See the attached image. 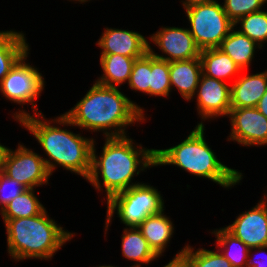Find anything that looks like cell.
Listing matches in <instances>:
<instances>
[{"label":"cell","mask_w":267,"mask_h":267,"mask_svg":"<svg viewBox=\"0 0 267 267\" xmlns=\"http://www.w3.org/2000/svg\"><path fill=\"white\" fill-rule=\"evenodd\" d=\"M24 144L19 142L16 149L10 148L2 172L27 189H38L48 185L51 175L43 157Z\"/></svg>","instance_id":"cell-9"},{"label":"cell","mask_w":267,"mask_h":267,"mask_svg":"<svg viewBox=\"0 0 267 267\" xmlns=\"http://www.w3.org/2000/svg\"><path fill=\"white\" fill-rule=\"evenodd\" d=\"M67 1H69V2H73V3H75V4H77V3H79L80 5L82 4V5H84V4H86L87 2H88V4L90 3V1H92L93 2V0H67Z\"/></svg>","instance_id":"cell-36"},{"label":"cell","mask_w":267,"mask_h":267,"mask_svg":"<svg viewBox=\"0 0 267 267\" xmlns=\"http://www.w3.org/2000/svg\"><path fill=\"white\" fill-rule=\"evenodd\" d=\"M200 59L204 75L227 83L231 80L230 84L242 71L233 59L219 48L202 50Z\"/></svg>","instance_id":"cell-21"},{"label":"cell","mask_w":267,"mask_h":267,"mask_svg":"<svg viewBox=\"0 0 267 267\" xmlns=\"http://www.w3.org/2000/svg\"><path fill=\"white\" fill-rule=\"evenodd\" d=\"M35 138L43 151L40 154L51 176L63 168L66 172L87 180L91 172L92 145L95 137L76 133V126L64 115L46 118L45 114H30L16 121ZM71 128V129H70Z\"/></svg>","instance_id":"cell-3"},{"label":"cell","mask_w":267,"mask_h":267,"mask_svg":"<svg viewBox=\"0 0 267 267\" xmlns=\"http://www.w3.org/2000/svg\"><path fill=\"white\" fill-rule=\"evenodd\" d=\"M205 128L195 125L180 143L165 149H155V167L175 166L191 176L205 178L228 191L236 185H242L245 174L218 158L216 151L206 140Z\"/></svg>","instance_id":"cell-4"},{"label":"cell","mask_w":267,"mask_h":267,"mask_svg":"<svg viewBox=\"0 0 267 267\" xmlns=\"http://www.w3.org/2000/svg\"><path fill=\"white\" fill-rule=\"evenodd\" d=\"M104 267H120L119 265L117 266H115V264H104Z\"/></svg>","instance_id":"cell-38"},{"label":"cell","mask_w":267,"mask_h":267,"mask_svg":"<svg viewBox=\"0 0 267 267\" xmlns=\"http://www.w3.org/2000/svg\"><path fill=\"white\" fill-rule=\"evenodd\" d=\"M216 0H180L182 9L191 8L197 5L210 3Z\"/></svg>","instance_id":"cell-32"},{"label":"cell","mask_w":267,"mask_h":267,"mask_svg":"<svg viewBox=\"0 0 267 267\" xmlns=\"http://www.w3.org/2000/svg\"><path fill=\"white\" fill-rule=\"evenodd\" d=\"M266 189L263 190L265 192H263L262 196H261V199L267 204V185L265 187Z\"/></svg>","instance_id":"cell-37"},{"label":"cell","mask_w":267,"mask_h":267,"mask_svg":"<svg viewBox=\"0 0 267 267\" xmlns=\"http://www.w3.org/2000/svg\"><path fill=\"white\" fill-rule=\"evenodd\" d=\"M226 229L248 248L267 245V204L260 198L250 209L242 211Z\"/></svg>","instance_id":"cell-13"},{"label":"cell","mask_w":267,"mask_h":267,"mask_svg":"<svg viewBox=\"0 0 267 267\" xmlns=\"http://www.w3.org/2000/svg\"><path fill=\"white\" fill-rule=\"evenodd\" d=\"M215 237L214 245L233 267H246L249 248L231 234L225 226L209 231Z\"/></svg>","instance_id":"cell-24"},{"label":"cell","mask_w":267,"mask_h":267,"mask_svg":"<svg viewBox=\"0 0 267 267\" xmlns=\"http://www.w3.org/2000/svg\"><path fill=\"white\" fill-rule=\"evenodd\" d=\"M26 189L20 182L0 172V212L12 199L23 193Z\"/></svg>","instance_id":"cell-30"},{"label":"cell","mask_w":267,"mask_h":267,"mask_svg":"<svg viewBox=\"0 0 267 267\" xmlns=\"http://www.w3.org/2000/svg\"><path fill=\"white\" fill-rule=\"evenodd\" d=\"M91 85L72 108L63 112L82 132H91L93 137L96 134L97 139L100 132L102 138L121 137L129 135V127L135 124L140 127L149 120L145 108L131 100L122 88L103 86L95 81Z\"/></svg>","instance_id":"cell-2"},{"label":"cell","mask_w":267,"mask_h":267,"mask_svg":"<svg viewBox=\"0 0 267 267\" xmlns=\"http://www.w3.org/2000/svg\"><path fill=\"white\" fill-rule=\"evenodd\" d=\"M223 9L229 19L236 23L248 14L267 8V0H222Z\"/></svg>","instance_id":"cell-29"},{"label":"cell","mask_w":267,"mask_h":267,"mask_svg":"<svg viewBox=\"0 0 267 267\" xmlns=\"http://www.w3.org/2000/svg\"><path fill=\"white\" fill-rule=\"evenodd\" d=\"M171 92L169 62L158 59L151 54L149 96L157 97V99H170Z\"/></svg>","instance_id":"cell-27"},{"label":"cell","mask_w":267,"mask_h":267,"mask_svg":"<svg viewBox=\"0 0 267 267\" xmlns=\"http://www.w3.org/2000/svg\"><path fill=\"white\" fill-rule=\"evenodd\" d=\"M171 91H177L185 101H190L196 92L202 75L201 59L193 58L169 62Z\"/></svg>","instance_id":"cell-17"},{"label":"cell","mask_w":267,"mask_h":267,"mask_svg":"<svg viewBox=\"0 0 267 267\" xmlns=\"http://www.w3.org/2000/svg\"><path fill=\"white\" fill-rule=\"evenodd\" d=\"M151 73V53L148 51L144 56L137 58L133 64L127 87L133 93H143L149 97V84Z\"/></svg>","instance_id":"cell-28"},{"label":"cell","mask_w":267,"mask_h":267,"mask_svg":"<svg viewBox=\"0 0 267 267\" xmlns=\"http://www.w3.org/2000/svg\"><path fill=\"white\" fill-rule=\"evenodd\" d=\"M165 213L164 209L161 213L148 216L138 226L148 245L159 258L166 256L164 252L168 251L173 235L176 233L175 222Z\"/></svg>","instance_id":"cell-16"},{"label":"cell","mask_w":267,"mask_h":267,"mask_svg":"<svg viewBox=\"0 0 267 267\" xmlns=\"http://www.w3.org/2000/svg\"><path fill=\"white\" fill-rule=\"evenodd\" d=\"M93 267H104V264H102V265L98 264V266L96 265V266H93Z\"/></svg>","instance_id":"cell-39"},{"label":"cell","mask_w":267,"mask_h":267,"mask_svg":"<svg viewBox=\"0 0 267 267\" xmlns=\"http://www.w3.org/2000/svg\"><path fill=\"white\" fill-rule=\"evenodd\" d=\"M219 49L230 56L242 70L250 71L255 60L254 58L257 57L255 55H257L259 50H263L255 41L241 34L235 28L222 41Z\"/></svg>","instance_id":"cell-22"},{"label":"cell","mask_w":267,"mask_h":267,"mask_svg":"<svg viewBox=\"0 0 267 267\" xmlns=\"http://www.w3.org/2000/svg\"><path fill=\"white\" fill-rule=\"evenodd\" d=\"M182 247L170 260L181 259L186 267H233L217 248H196L188 243Z\"/></svg>","instance_id":"cell-23"},{"label":"cell","mask_w":267,"mask_h":267,"mask_svg":"<svg viewBox=\"0 0 267 267\" xmlns=\"http://www.w3.org/2000/svg\"><path fill=\"white\" fill-rule=\"evenodd\" d=\"M101 76L94 81L100 85L121 88L128 84L132 67L137 58L122 56L121 54L99 55Z\"/></svg>","instance_id":"cell-20"},{"label":"cell","mask_w":267,"mask_h":267,"mask_svg":"<svg viewBox=\"0 0 267 267\" xmlns=\"http://www.w3.org/2000/svg\"><path fill=\"white\" fill-rule=\"evenodd\" d=\"M157 187L142 181L129 189L112 196L105 204L106 217L104 237L107 236L114 217L119 218L125 227H138L148 216L161 213L165 199Z\"/></svg>","instance_id":"cell-6"},{"label":"cell","mask_w":267,"mask_h":267,"mask_svg":"<svg viewBox=\"0 0 267 267\" xmlns=\"http://www.w3.org/2000/svg\"><path fill=\"white\" fill-rule=\"evenodd\" d=\"M31 51L27 52L10 70L0 83V95L2 99L11 102L20 107L12 112L11 119L20 121L22 118L30 114H42V110H38V100L45 90V75L29 61ZM31 63V64H30ZM37 100V101H36ZM27 105V106H26ZM31 105V107H30ZM30 107L31 111L25 110ZM22 107V108H21Z\"/></svg>","instance_id":"cell-7"},{"label":"cell","mask_w":267,"mask_h":267,"mask_svg":"<svg viewBox=\"0 0 267 267\" xmlns=\"http://www.w3.org/2000/svg\"><path fill=\"white\" fill-rule=\"evenodd\" d=\"M234 28L241 34L246 35L255 41L261 48L265 49L267 43V10L254 12L243 16L236 23Z\"/></svg>","instance_id":"cell-26"},{"label":"cell","mask_w":267,"mask_h":267,"mask_svg":"<svg viewBox=\"0 0 267 267\" xmlns=\"http://www.w3.org/2000/svg\"><path fill=\"white\" fill-rule=\"evenodd\" d=\"M258 252L261 253V255ZM246 267H267V245L249 249Z\"/></svg>","instance_id":"cell-31"},{"label":"cell","mask_w":267,"mask_h":267,"mask_svg":"<svg viewBox=\"0 0 267 267\" xmlns=\"http://www.w3.org/2000/svg\"><path fill=\"white\" fill-rule=\"evenodd\" d=\"M103 31L95 43L100 48V54L140 58L149 51L148 36L145 37L139 31L108 26Z\"/></svg>","instance_id":"cell-14"},{"label":"cell","mask_w":267,"mask_h":267,"mask_svg":"<svg viewBox=\"0 0 267 267\" xmlns=\"http://www.w3.org/2000/svg\"><path fill=\"white\" fill-rule=\"evenodd\" d=\"M9 150H10L9 146H6L0 142V172L3 171Z\"/></svg>","instance_id":"cell-33"},{"label":"cell","mask_w":267,"mask_h":267,"mask_svg":"<svg viewBox=\"0 0 267 267\" xmlns=\"http://www.w3.org/2000/svg\"><path fill=\"white\" fill-rule=\"evenodd\" d=\"M103 139L101 153L94 139L91 172L86 181L103 197L100 202L104 205L112 196L142 183L134 178L155 168V148L148 149L129 135Z\"/></svg>","instance_id":"cell-1"},{"label":"cell","mask_w":267,"mask_h":267,"mask_svg":"<svg viewBox=\"0 0 267 267\" xmlns=\"http://www.w3.org/2000/svg\"><path fill=\"white\" fill-rule=\"evenodd\" d=\"M121 236L122 259L133 262L131 266L126 267L148 266L159 260L138 227H123Z\"/></svg>","instance_id":"cell-18"},{"label":"cell","mask_w":267,"mask_h":267,"mask_svg":"<svg viewBox=\"0 0 267 267\" xmlns=\"http://www.w3.org/2000/svg\"><path fill=\"white\" fill-rule=\"evenodd\" d=\"M2 220L6 230V251L16 264L33 259L50 261L77 235L58 224L46 208L37 216Z\"/></svg>","instance_id":"cell-5"},{"label":"cell","mask_w":267,"mask_h":267,"mask_svg":"<svg viewBox=\"0 0 267 267\" xmlns=\"http://www.w3.org/2000/svg\"><path fill=\"white\" fill-rule=\"evenodd\" d=\"M162 266L163 267H186V265L182 262L181 259H179V260H169L168 263H166L165 265H162Z\"/></svg>","instance_id":"cell-35"},{"label":"cell","mask_w":267,"mask_h":267,"mask_svg":"<svg viewBox=\"0 0 267 267\" xmlns=\"http://www.w3.org/2000/svg\"><path fill=\"white\" fill-rule=\"evenodd\" d=\"M38 189H26L12 199L0 212L2 219H17L39 215L46 207L39 199ZM36 192V193H35ZM38 195V196H37Z\"/></svg>","instance_id":"cell-25"},{"label":"cell","mask_w":267,"mask_h":267,"mask_svg":"<svg viewBox=\"0 0 267 267\" xmlns=\"http://www.w3.org/2000/svg\"><path fill=\"white\" fill-rule=\"evenodd\" d=\"M227 118L230 132L226 141L247 149L267 146V117L256 107L231 108Z\"/></svg>","instance_id":"cell-12"},{"label":"cell","mask_w":267,"mask_h":267,"mask_svg":"<svg viewBox=\"0 0 267 267\" xmlns=\"http://www.w3.org/2000/svg\"><path fill=\"white\" fill-rule=\"evenodd\" d=\"M242 70L231 84V108L257 107L259 100L267 90V67L256 73Z\"/></svg>","instance_id":"cell-15"},{"label":"cell","mask_w":267,"mask_h":267,"mask_svg":"<svg viewBox=\"0 0 267 267\" xmlns=\"http://www.w3.org/2000/svg\"><path fill=\"white\" fill-rule=\"evenodd\" d=\"M148 46L154 57L168 62L199 58L201 52L187 26L161 25L157 31L149 34Z\"/></svg>","instance_id":"cell-10"},{"label":"cell","mask_w":267,"mask_h":267,"mask_svg":"<svg viewBox=\"0 0 267 267\" xmlns=\"http://www.w3.org/2000/svg\"><path fill=\"white\" fill-rule=\"evenodd\" d=\"M231 84L208 77L202 73L194 96L198 118L196 126H206V122L227 118L231 109ZM218 118V119H217ZM206 121V122H205Z\"/></svg>","instance_id":"cell-11"},{"label":"cell","mask_w":267,"mask_h":267,"mask_svg":"<svg viewBox=\"0 0 267 267\" xmlns=\"http://www.w3.org/2000/svg\"><path fill=\"white\" fill-rule=\"evenodd\" d=\"M219 1V2H218ZM189 31L199 49L219 48L234 28L220 0L184 9Z\"/></svg>","instance_id":"cell-8"},{"label":"cell","mask_w":267,"mask_h":267,"mask_svg":"<svg viewBox=\"0 0 267 267\" xmlns=\"http://www.w3.org/2000/svg\"><path fill=\"white\" fill-rule=\"evenodd\" d=\"M31 50L26 33L15 29L0 30V83L14 65Z\"/></svg>","instance_id":"cell-19"},{"label":"cell","mask_w":267,"mask_h":267,"mask_svg":"<svg viewBox=\"0 0 267 267\" xmlns=\"http://www.w3.org/2000/svg\"><path fill=\"white\" fill-rule=\"evenodd\" d=\"M256 108L267 117V90L259 100V103Z\"/></svg>","instance_id":"cell-34"}]
</instances>
